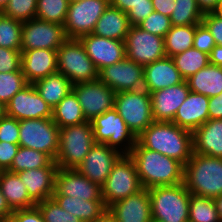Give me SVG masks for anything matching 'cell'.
I'll return each instance as SVG.
<instances>
[{"label": "cell", "instance_id": "obj_23", "mask_svg": "<svg viewBox=\"0 0 222 222\" xmlns=\"http://www.w3.org/2000/svg\"><path fill=\"white\" fill-rule=\"evenodd\" d=\"M184 81L171 57L165 56L144 66L143 88L150 94Z\"/></svg>", "mask_w": 222, "mask_h": 222}, {"label": "cell", "instance_id": "obj_43", "mask_svg": "<svg viewBox=\"0 0 222 222\" xmlns=\"http://www.w3.org/2000/svg\"><path fill=\"white\" fill-rule=\"evenodd\" d=\"M137 26L151 34H155L164 38L168 31L171 29L172 25L169 16L153 11Z\"/></svg>", "mask_w": 222, "mask_h": 222}, {"label": "cell", "instance_id": "obj_33", "mask_svg": "<svg viewBox=\"0 0 222 222\" xmlns=\"http://www.w3.org/2000/svg\"><path fill=\"white\" fill-rule=\"evenodd\" d=\"M195 25L171 26L164 37L166 56L173 57L193 47Z\"/></svg>", "mask_w": 222, "mask_h": 222}, {"label": "cell", "instance_id": "obj_6", "mask_svg": "<svg viewBox=\"0 0 222 222\" xmlns=\"http://www.w3.org/2000/svg\"><path fill=\"white\" fill-rule=\"evenodd\" d=\"M57 64L58 72L73 86L98 79V70L79 39H67L57 49Z\"/></svg>", "mask_w": 222, "mask_h": 222}, {"label": "cell", "instance_id": "obj_11", "mask_svg": "<svg viewBox=\"0 0 222 222\" xmlns=\"http://www.w3.org/2000/svg\"><path fill=\"white\" fill-rule=\"evenodd\" d=\"M109 0H78L69 2L64 31L67 39H79L93 32Z\"/></svg>", "mask_w": 222, "mask_h": 222}, {"label": "cell", "instance_id": "obj_50", "mask_svg": "<svg viewBox=\"0 0 222 222\" xmlns=\"http://www.w3.org/2000/svg\"><path fill=\"white\" fill-rule=\"evenodd\" d=\"M18 148L19 144L0 142V171H8L11 168Z\"/></svg>", "mask_w": 222, "mask_h": 222}, {"label": "cell", "instance_id": "obj_1", "mask_svg": "<svg viewBox=\"0 0 222 222\" xmlns=\"http://www.w3.org/2000/svg\"><path fill=\"white\" fill-rule=\"evenodd\" d=\"M144 148L174 158L185 165L193 153V132L173 122L154 121L138 137Z\"/></svg>", "mask_w": 222, "mask_h": 222}, {"label": "cell", "instance_id": "obj_30", "mask_svg": "<svg viewBox=\"0 0 222 222\" xmlns=\"http://www.w3.org/2000/svg\"><path fill=\"white\" fill-rule=\"evenodd\" d=\"M33 86L52 110L73 88L69 79L59 72L36 81Z\"/></svg>", "mask_w": 222, "mask_h": 222}, {"label": "cell", "instance_id": "obj_55", "mask_svg": "<svg viewBox=\"0 0 222 222\" xmlns=\"http://www.w3.org/2000/svg\"><path fill=\"white\" fill-rule=\"evenodd\" d=\"M209 63L222 67V46L216 45L209 54Z\"/></svg>", "mask_w": 222, "mask_h": 222}, {"label": "cell", "instance_id": "obj_36", "mask_svg": "<svg viewBox=\"0 0 222 222\" xmlns=\"http://www.w3.org/2000/svg\"><path fill=\"white\" fill-rule=\"evenodd\" d=\"M189 222H221L214 199L191 193Z\"/></svg>", "mask_w": 222, "mask_h": 222}, {"label": "cell", "instance_id": "obj_29", "mask_svg": "<svg viewBox=\"0 0 222 222\" xmlns=\"http://www.w3.org/2000/svg\"><path fill=\"white\" fill-rule=\"evenodd\" d=\"M190 91L207 97L222 93V67L208 64L186 80Z\"/></svg>", "mask_w": 222, "mask_h": 222}, {"label": "cell", "instance_id": "obj_59", "mask_svg": "<svg viewBox=\"0 0 222 222\" xmlns=\"http://www.w3.org/2000/svg\"><path fill=\"white\" fill-rule=\"evenodd\" d=\"M213 12L222 18V1L218 4L217 8Z\"/></svg>", "mask_w": 222, "mask_h": 222}, {"label": "cell", "instance_id": "obj_7", "mask_svg": "<svg viewBox=\"0 0 222 222\" xmlns=\"http://www.w3.org/2000/svg\"><path fill=\"white\" fill-rule=\"evenodd\" d=\"M114 109L136 137L154 122L151 96L144 88L117 92L114 99Z\"/></svg>", "mask_w": 222, "mask_h": 222}, {"label": "cell", "instance_id": "obj_54", "mask_svg": "<svg viewBox=\"0 0 222 222\" xmlns=\"http://www.w3.org/2000/svg\"><path fill=\"white\" fill-rule=\"evenodd\" d=\"M12 213L13 210L7 203L6 198L2 195V191L0 188V220H9Z\"/></svg>", "mask_w": 222, "mask_h": 222}, {"label": "cell", "instance_id": "obj_13", "mask_svg": "<svg viewBox=\"0 0 222 222\" xmlns=\"http://www.w3.org/2000/svg\"><path fill=\"white\" fill-rule=\"evenodd\" d=\"M126 58L139 65H148L166 56L164 38L138 26H130L125 39Z\"/></svg>", "mask_w": 222, "mask_h": 222}, {"label": "cell", "instance_id": "obj_8", "mask_svg": "<svg viewBox=\"0 0 222 222\" xmlns=\"http://www.w3.org/2000/svg\"><path fill=\"white\" fill-rule=\"evenodd\" d=\"M90 122L95 143L106 144L122 155L130 154L137 142V137L114 108L95 117Z\"/></svg>", "mask_w": 222, "mask_h": 222}, {"label": "cell", "instance_id": "obj_28", "mask_svg": "<svg viewBox=\"0 0 222 222\" xmlns=\"http://www.w3.org/2000/svg\"><path fill=\"white\" fill-rule=\"evenodd\" d=\"M0 188L13 211L36 206V203L29 197L25 183L17 173L0 171Z\"/></svg>", "mask_w": 222, "mask_h": 222}, {"label": "cell", "instance_id": "obj_14", "mask_svg": "<svg viewBox=\"0 0 222 222\" xmlns=\"http://www.w3.org/2000/svg\"><path fill=\"white\" fill-rule=\"evenodd\" d=\"M72 91L78 98L87 121L114 108L115 92L99 79L76 84Z\"/></svg>", "mask_w": 222, "mask_h": 222}, {"label": "cell", "instance_id": "obj_51", "mask_svg": "<svg viewBox=\"0 0 222 222\" xmlns=\"http://www.w3.org/2000/svg\"><path fill=\"white\" fill-rule=\"evenodd\" d=\"M209 120L222 119V93L209 98Z\"/></svg>", "mask_w": 222, "mask_h": 222}, {"label": "cell", "instance_id": "obj_46", "mask_svg": "<svg viewBox=\"0 0 222 222\" xmlns=\"http://www.w3.org/2000/svg\"><path fill=\"white\" fill-rule=\"evenodd\" d=\"M215 46L214 37L208 28L203 23L195 25L193 47L209 55Z\"/></svg>", "mask_w": 222, "mask_h": 222}, {"label": "cell", "instance_id": "obj_60", "mask_svg": "<svg viewBox=\"0 0 222 222\" xmlns=\"http://www.w3.org/2000/svg\"><path fill=\"white\" fill-rule=\"evenodd\" d=\"M6 115V106L0 102V119Z\"/></svg>", "mask_w": 222, "mask_h": 222}, {"label": "cell", "instance_id": "obj_52", "mask_svg": "<svg viewBox=\"0 0 222 222\" xmlns=\"http://www.w3.org/2000/svg\"><path fill=\"white\" fill-rule=\"evenodd\" d=\"M154 11L159 12L166 16H171L175 0H151Z\"/></svg>", "mask_w": 222, "mask_h": 222}, {"label": "cell", "instance_id": "obj_34", "mask_svg": "<svg viewBox=\"0 0 222 222\" xmlns=\"http://www.w3.org/2000/svg\"><path fill=\"white\" fill-rule=\"evenodd\" d=\"M46 166H58L56 162L46 153L19 146L14 156L11 168L12 173L43 168Z\"/></svg>", "mask_w": 222, "mask_h": 222}, {"label": "cell", "instance_id": "obj_15", "mask_svg": "<svg viewBox=\"0 0 222 222\" xmlns=\"http://www.w3.org/2000/svg\"><path fill=\"white\" fill-rule=\"evenodd\" d=\"M98 79L115 93L143 89L144 66L127 58L98 72Z\"/></svg>", "mask_w": 222, "mask_h": 222}, {"label": "cell", "instance_id": "obj_31", "mask_svg": "<svg viewBox=\"0 0 222 222\" xmlns=\"http://www.w3.org/2000/svg\"><path fill=\"white\" fill-rule=\"evenodd\" d=\"M67 212L73 213L83 222H93L107 207L103 200H84L71 196H52Z\"/></svg>", "mask_w": 222, "mask_h": 222}, {"label": "cell", "instance_id": "obj_57", "mask_svg": "<svg viewBox=\"0 0 222 222\" xmlns=\"http://www.w3.org/2000/svg\"><path fill=\"white\" fill-rule=\"evenodd\" d=\"M93 222H117L115 217L106 209L100 216H98Z\"/></svg>", "mask_w": 222, "mask_h": 222}, {"label": "cell", "instance_id": "obj_56", "mask_svg": "<svg viewBox=\"0 0 222 222\" xmlns=\"http://www.w3.org/2000/svg\"><path fill=\"white\" fill-rule=\"evenodd\" d=\"M203 13L213 12L222 0H196Z\"/></svg>", "mask_w": 222, "mask_h": 222}, {"label": "cell", "instance_id": "obj_39", "mask_svg": "<svg viewBox=\"0 0 222 222\" xmlns=\"http://www.w3.org/2000/svg\"><path fill=\"white\" fill-rule=\"evenodd\" d=\"M22 25V22L2 14L0 16V47L21 50Z\"/></svg>", "mask_w": 222, "mask_h": 222}, {"label": "cell", "instance_id": "obj_35", "mask_svg": "<svg viewBox=\"0 0 222 222\" xmlns=\"http://www.w3.org/2000/svg\"><path fill=\"white\" fill-rule=\"evenodd\" d=\"M184 80L209 64V55L194 47L171 57Z\"/></svg>", "mask_w": 222, "mask_h": 222}, {"label": "cell", "instance_id": "obj_22", "mask_svg": "<svg viewBox=\"0 0 222 222\" xmlns=\"http://www.w3.org/2000/svg\"><path fill=\"white\" fill-rule=\"evenodd\" d=\"M117 222H151L149 190L143 188L107 207Z\"/></svg>", "mask_w": 222, "mask_h": 222}, {"label": "cell", "instance_id": "obj_26", "mask_svg": "<svg viewBox=\"0 0 222 222\" xmlns=\"http://www.w3.org/2000/svg\"><path fill=\"white\" fill-rule=\"evenodd\" d=\"M193 152L222 158V119L208 120L193 132Z\"/></svg>", "mask_w": 222, "mask_h": 222}, {"label": "cell", "instance_id": "obj_47", "mask_svg": "<svg viewBox=\"0 0 222 222\" xmlns=\"http://www.w3.org/2000/svg\"><path fill=\"white\" fill-rule=\"evenodd\" d=\"M202 23L214 37L216 45L222 46V18L214 12H207L203 15Z\"/></svg>", "mask_w": 222, "mask_h": 222}, {"label": "cell", "instance_id": "obj_42", "mask_svg": "<svg viewBox=\"0 0 222 222\" xmlns=\"http://www.w3.org/2000/svg\"><path fill=\"white\" fill-rule=\"evenodd\" d=\"M45 222H83L73 213L67 212L53 199H45L36 204Z\"/></svg>", "mask_w": 222, "mask_h": 222}, {"label": "cell", "instance_id": "obj_4", "mask_svg": "<svg viewBox=\"0 0 222 222\" xmlns=\"http://www.w3.org/2000/svg\"><path fill=\"white\" fill-rule=\"evenodd\" d=\"M152 220L189 222L190 192L184 182L148 189Z\"/></svg>", "mask_w": 222, "mask_h": 222}, {"label": "cell", "instance_id": "obj_27", "mask_svg": "<svg viewBox=\"0 0 222 222\" xmlns=\"http://www.w3.org/2000/svg\"><path fill=\"white\" fill-rule=\"evenodd\" d=\"M130 26L126 12L109 4L92 33L100 37L125 41Z\"/></svg>", "mask_w": 222, "mask_h": 222}, {"label": "cell", "instance_id": "obj_41", "mask_svg": "<svg viewBox=\"0 0 222 222\" xmlns=\"http://www.w3.org/2000/svg\"><path fill=\"white\" fill-rule=\"evenodd\" d=\"M37 0H9L2 14L20 22H27L36 16Z\"/></svg>", "mask_w": 222, "mask_h": 222}, {"label": "cell", "instance_id": "obj_62", "mask_svg": "<svg viewBox=\"0 0 222 222\" xmlns=\"http://www.w3.org/2000/svg\"><path fill=\"white\" fill-rule=\"evenodd\" d=\"M0 222H12V221L9 219V220H0Z\"/></svg>", "mask_w": 222, "mask_h": 222}, {"label": "cell", "instance_id": "obj_58", "mask_svg": "<svg viewBox=\"0 0 222 222\" xmlns=\"http://www.w3.org/2000/svg\"><path fill=\"white\" fill-rule=\"evenodd\" d=\"M218 211V215L220 217V220L222 222V195L218 196L214 199Z\"/></svg>", "mask_w": 222, "mask_h": 222}, {"label": "cell", "instance_id": "obj_20", "mask_svg": "<svg viewBox=\"0 0 222 222\" xmlns=\"http://www.w3.org/2000/svg\"><path fill=\"white\" fill-rule=\"evenodd\" d=\"M190 92L188 83H182L150 93L154 121L172 122L179 107Z\"/></svg>", "mask_w": 222, "mask_h": 222}, {"label": "cell", "instance_id": "obj_24", "mask_svg": "<svg viewBox=\"0 0 222 222\" xmlns=\"http://www.w3.org/2000/svg\"><path fill=\"white\" fill-rule=\"evenodd\" d=\"M208 106L209 97L190 91L172 122L194 132L209 120Z\"/></svg>", "mask_w": 222, "mask_h": 222}, {"label": "cell", "instance_id": "obj_37", "mask_svg": "<svg viewBox=\"0 0 222 222\" xmlns=\"http://www.w3.org/2000/svg\"><path fill=\"white\" fill-rule=\"evenodd\" d=\"M203 15L196 0H175L170 22L172 26L198 25Z\"/></svg>", "mask_w": 222, "mask_h": 222}, {"label": "cell", "instance_id": "obj_63", "mask_svg": "<svg viewBox=\"0 0 222 222\" xmlns=\"http://www.w3.org/2000/svg\"><path fill=\"white\" fill-rule=\"evenodd\" d=\"M151 222H162V221H159V220H151Z\"/></svg>", "mask_w": 222, "mask_h": 222}, {"label": "cell", "instance_id": "obj_12", "mask_svg": "<svg viewBox=\"0 0 222 222\" xmlns=\"http://www.w3.org/2000/svg\"><path fill=\"white\" fill-rule=\"evenodd\" d=\"M67 40L64 26L33 18L23 22L21 30V50H57Z\"/></svg>", "mask_w": 222, "mask_h": 222}, {"label": "cell", "instance_id": "obj_32", "mask_svg": "<svg viewBox=\"0 0 222 222\" xmlns=\"http://www.w3.org/2000/svg\"><path fill=\"white\" fill-rule=\"evenodd\" d=\"M52 120L59 128L85 123L82 107L73 91L66 95L52 110Z\"/></svg>", "mask_w": 222, "mask_h": 222}, {"label": "cell", "instance_id": "obj_44", "mask_svg": "<svg viewBox=\"0 0 222 222\" xmlns=\"http://www.w3.org/2000/svg\"><path fill=\"white\" fill-rule=\"evenodd\" d=\"M21 50L0 47V73H9L21 69Z\"/></svg>", "mask_w": 222, "mask_h": 222}, {"label": "cell", "instance_id": "obj_61", "mask_svg": "<svg viewBox=\"0 0 222 222\" xmlns=\"http://www.w3.org/2000/svg\"><path fill=\"white\" fill-rule=\"evenodd\" d=\"M9 0H0V11H3V9L6 7L8 4Z\"/></svg>", "mask_w": 222, "mask_h": 222}, {"label": "cell", "instance_id": "obj_9", "mask_svg": "<svg viewBox=\"0 0 222 222\" xmlns=\"http://www.w3.org/2000/svg\"><path fill=\"white\" fill-rule=\"evenodd\" d=\"M101 189L106 207L143 189L136 165L129 155H122L117 160Z\"/></svg>", "mask_w": 222, "mask_h": 222}, {"label": "cell", "instance_id": "obj_49", "mask_svg": "<svg viewBox=\"0 0 222 222\" xmlns=\"http://www.w3.org/2000/svg\"><path fill=\"white\" fill-rule=\"evenodd\" d=\"M10 220L12 222H45L37 206L14 210Z\"/></svg>", "mask_w": 222, "mask_h": 222}, {"label": "cell", "instance_id": "obj_40", "mask_svg": "<svg viewBox=\"0 0 222 222\" xmlns=\"http://www.w3.org/2000/svg\"><path fill=\"white\" fill-rule=\"evenodd\" d=\"M27 84L22 69L0 73V102L6 106L10 99Z\"/></svg>", "mask_w": 222, "mask_h": 222}, {"label": "cell", "instance_id": "obj_17", "mask_svg": "<svg viewBox=\"0 0 222 222\" xmlns=\"http://www.w3.org/2000/svg\"><path fill=\"white\" fill-rule=\"evenodd\" d=\"M6 115L16 120L52 118V109L28 83L6 105Z\"/></svg>", "mask_w": 222, "mask_h": 222}, {"label": "cell", "instance_id": "obj_10", "mask_svg": "<svg viewBox=\"0 0 222 222\" xmlns=\"http://www.w3.org/2000/svg\"><path fill=\"white\" fill-rule=\"evenodd\" d=\"M59 127L52 118L19 121V146L48 154L54 161L59 150Z\"/></svg>", "mask_w": 222, "mask_h": 222}, {"label": "cell", "instance_id": "obj_38", "mask_svg": "<svg viewBox=\"0 0 222 222\" xmlns=\"http://www.w3.org/2000/svg\"><path fill=\"white\" fill-rule=\"evenodd\" d=\"M69 0H37L35 18L64 25Z\"/></svg>", "mask_w": 222, "mask_h": 222}, {"label": "cell", "instance_id": "obj_53", "mask_svg": "<svg viewBox=\"0 0 222 222\" xmlns=\"http://www.w3.org/2000/svg\"><path fill=\"white\" fill-rule=\"evenodd\" d=\"M109 2L111 6L127 13L132 7L139 3H148V0H109Z\"/></svg>", "mask_w": 222, "mask_h": 222}, {"label": "cell", "instance_id": "obj_3", "mask_svg": "<svg viewBox=\"0 0 222 222\" xmlns=\"http://www.w3.org/2000/svg\"><path fill=\"white\" fill-rule=\"evenodd\" d=\"M184 184L195 195L212 199L222 195V158L193 152L184 165Z\"/></svg>", "mask_w": 222, "mask_h": 222}, {"label": "cell", "instance_id": "obj_5", "mask_svg": "<svg viewBox=\"0 0 222 222\" xmlns=\"http://www.w3.org/2000/svg\"><path fill=\"white\" fill-rule=\"evenodd\" d=\"M58 168L76 169L96 144L90 121L59 129Z\"/></svg>", "mask_w": 222, "mask_h": 222}, {"label": "cell", "instance_id": "obj_16", "mask_svg": "<svg viewBox=\"0 0 222 222\" xmlns=\"http://www.w3.org/2000/svg\"><path fill=\"white\" fill-rule=\"evenodd\" d=\"M53 196L103 200L101 186L84 177L77 169L58 168Z\"/></svg>", "mask_w": 222, "mask_h": 222}, {"label": "cell", "instance_id": "obj_45", "mask_svg": "<svg viewBox=\"0 0 222 222\" xmlns=\"http://www.w3.org/2000/svg\"><path fill=\"white\" fill-rule=\"evenodd\" d=\"M19 120L7 115L0 119V142L19 144Z\"/></svg>", "mask_w": 222, "mask_h": 222}, {"label": "cell", "instance_id": "obj_25", "mask_svg": "<svg viewBox=\"0 0 222 222\" xmlns=\"http://www.w3.org/2000/svg\"><path fill=\"white\" fill-rule=\"evenodd\" d=\"M58 166L20 171L17 174L25 183L29 197L37 204L52 198L55 191V176Z\"/></svg>", "mask_w": 222, "mask_h": 222}, {"label": "cell", "instance_id": "obj_21", "mask_svg": "<svg viewBox=\"0 0 222 222\" xmlns=\"http://www.w3.org/2000/svg\"><path fill=\"white\" fill-rule=\"evenodd\" d=\"M21 69L27 83L36 81L58 72L57 50H21Z\"/></svg>", "mask_w": 222, "mask_h": 222}, {"label": "cell", "instance_id": "obj_2", "mask_svg": "<svg viewBox=\"0 0 222 222\" xmlns=\"http://www.w3.org/2000/svg\"><path fill=\"white\" fill-rule=\"evenodd\" d=\"M129 156L136 165L143 188L173 186L184 182V165L174 158L148 150L138 142Z\"/></svg>", "mask_w": 222, "mask_h": 222}, {"label": "cell", "instance_id": "obj_19", "mask_svg": "<svg viewBox=\"0 0 222 222\" xmlns=\"http://www.w3.org/2000/svg\"><path fill=\"white\" fill-rule=\"evenodd\" d=\"M122 154L106 144L96 143L76 168L84 177L102 186Z\"/></svg>", "mask_w": 222, "mask_h": 222}, {"label": "cell", "instance_id": "obj_48", "mask_svg": "<svg viewBox=\"0 0 222 222\" xmlns=\"http://www.w3.org/2000/svg\"><path fill=\"white\" fill-rule=\"evenodd\" d=\"M154 11L151 0L148 3H139L132 7L126 14L131 26H137L145 18H147Z\"/></svg>", "mask_w": 222, "mask_h": 222}, {"label": "cell", "instance_id": "obj_18", "mask_svg": "<svg viewBox=\"0 0 222 222\" xmlns=\"http://www.w3.org/2000/svg\"><path fill=\"white\" fill-rule=\"evenodd\" d=\"M79 40L98 72L126 58L125 41L100 37L93 33L84 35Z\"/></svg>", "mask_w": 222, "mask_h": 222}]
</instances>
